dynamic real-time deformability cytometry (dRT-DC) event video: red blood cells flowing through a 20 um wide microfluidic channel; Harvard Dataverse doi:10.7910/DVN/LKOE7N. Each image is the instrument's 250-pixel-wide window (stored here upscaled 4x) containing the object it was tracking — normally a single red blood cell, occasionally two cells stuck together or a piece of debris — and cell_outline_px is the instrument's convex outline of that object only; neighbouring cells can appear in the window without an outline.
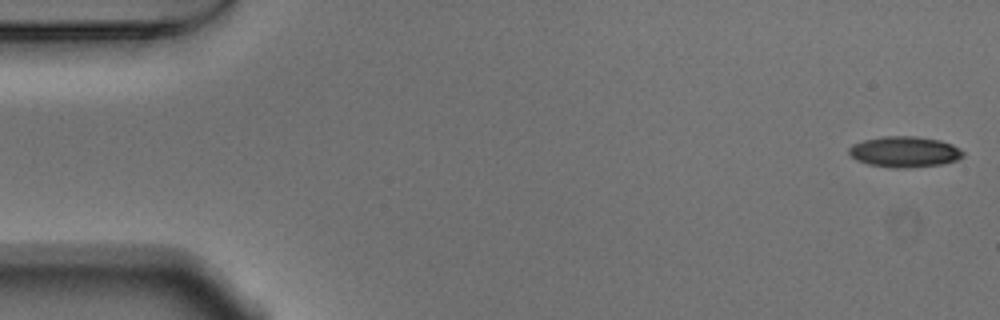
{"species": "Egyptian fruit bat (a non-hibernating species)", "species_latin": "Rousettus aegyptiacus", "temperature_condition": "warm", "stored_images_in_passage": 53, "camera_frame_rate_fps": 3000, "um_per_image_px": 0.085, "animal": {"sex": "male"}, "frame": {"image": 1, "passage_image": 1, "time_ms": 0.0, "image_size_px": [1000, 320], "cell_outline_px": [[964, 156], [956, 160], [940, 164], [908, 168], [896, 168], [868, 164], [856, 160], [848, 152], [848, 148], [852, 144], [864, 140], [884, 136], [916, 136], [940, 140], [952, 144], [960, 148], [964, 152]], "centroid_in_image_um": [76.89, 12.9], "position_along_channel_um": 8.1, "area_um2": 20.52}}
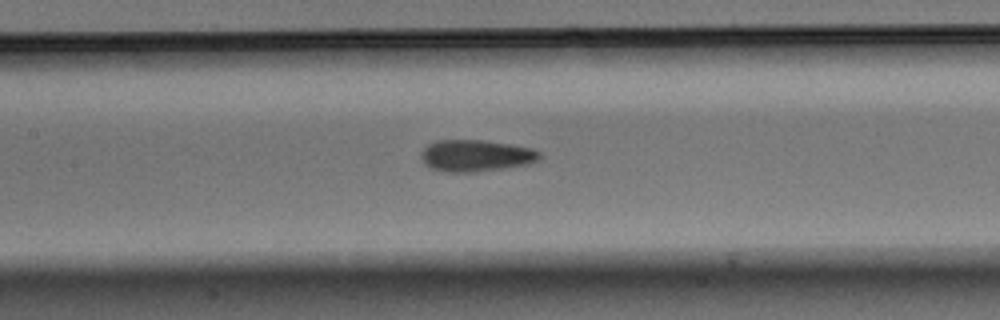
{"frame": {"image": 2, "passage_image": 24, "time_ms": 7.667, "image_size_px": [1000, 320], "cell_outline_px": [[540, 160], [528, 164], [504, 168], [476, 172], [444, 172], [428, 168], [424, 164], [420, 156], [420, 152], [428, 144], [436, 140], [484, 140], [512, 144], [532, 148], [540, 152]], "centroid_in_image_um": [40.42, 13.23], "position_along_channel_um": 167.0, "area_um2": 22.25}}
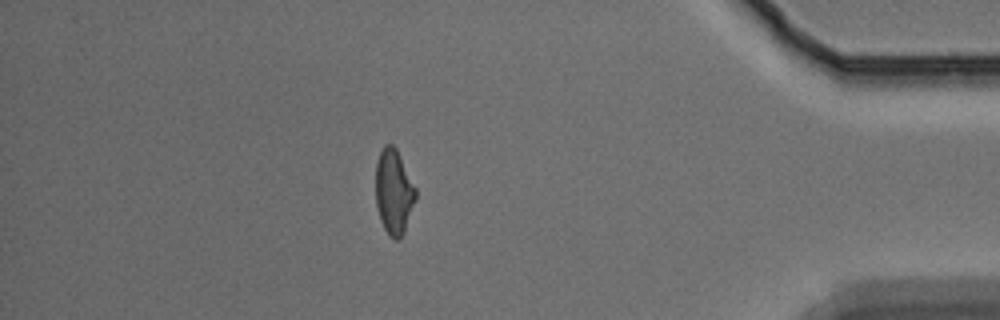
{"frame": {"image": 3, "passage_image": 46, "time_ms": 15.0, "image_size_px": [1000, 320], "cell_outline_px": [[416, 200], [404, 232], [400, 240], [396, 240], [388, 236], [380, 220], [376, 204], [376, 160], [384, 144], [392, 144], [396, 148], [416, 188]], "centroid_in_image_um": [33.47, 16.32], "position_along_channel_um": 401.7, "area_um2": 19.94}, "authors_computed_cell_mechanics": {"area_um2": 20.6346, "velocity_mm_per_s": 3.7755, "shape_relaxation_time_tau1_ms": 4.6963, "shape_relaxation_time_tau2_ms": 2.9655, "deformation_change_tau1": 0.1237, "deformation_change_tau2": 0.0978}}